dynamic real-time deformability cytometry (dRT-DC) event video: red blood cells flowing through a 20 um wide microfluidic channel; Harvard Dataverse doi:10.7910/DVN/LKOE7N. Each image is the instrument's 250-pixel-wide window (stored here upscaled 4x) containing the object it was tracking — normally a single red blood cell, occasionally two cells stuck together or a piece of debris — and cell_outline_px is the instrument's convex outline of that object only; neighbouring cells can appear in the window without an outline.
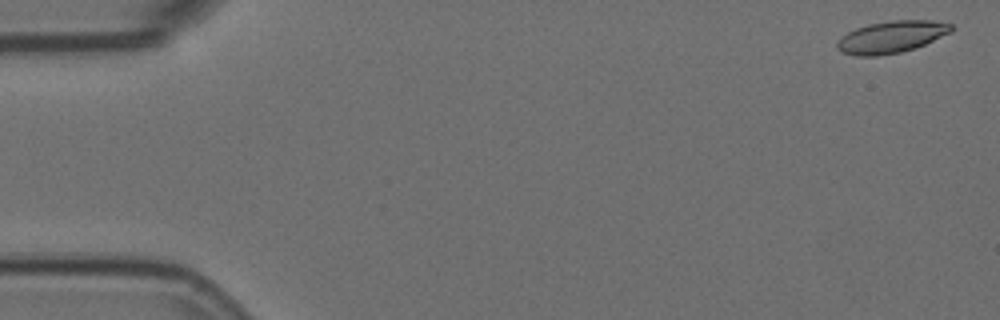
{"species": "Egyptian fruit bat (a non-hibernating species)", "species_latin": "Rousettus aegyptiacus", "temperature_condition": "room temperature", "stored_images_in_passage": 4, "camera_frame_rate_fps": 3000, "um_per_image_px": 0.085, "animal": {"sex": "female"}, "frame": {"image": 1, "passage_image": 1, "time_ms": 0.0, "image_size_px": [1000, 320], "cell_outline_px": [[952, 32], [916, 48], [900, 52], [876, 56], [856, 56], [840, 52], [836, 48], [836, 44], [848, 32], [856, 28], [868, 24], [892, 20], [932, 20], [952, 24]], "centroid_in_image_um": [75.78, 3.14], "position_along_channel_um": 9.2, "area_um2": 21.27}}
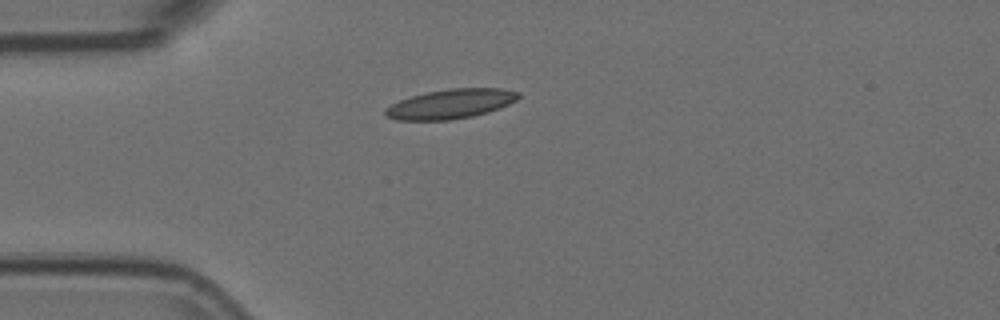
{"frame": {"image": 2, "passage_image": 4, "time_ms": 1.0, "image_size_px": [1000, 320], "cell_outline_px": [[520, 96], [516, 100], [500, 108], [488, 112], [472, 116], [448, 120], [396, 120], [384, 116], [384, 108], [400, 100], [412, 96], [428, 92], [448, 88], [500, 88], [520, 92]], "centroid_in_image_um": [38.29, 8.83], "position_along_channel_um": 46.7, "area_um2": 22.89}}